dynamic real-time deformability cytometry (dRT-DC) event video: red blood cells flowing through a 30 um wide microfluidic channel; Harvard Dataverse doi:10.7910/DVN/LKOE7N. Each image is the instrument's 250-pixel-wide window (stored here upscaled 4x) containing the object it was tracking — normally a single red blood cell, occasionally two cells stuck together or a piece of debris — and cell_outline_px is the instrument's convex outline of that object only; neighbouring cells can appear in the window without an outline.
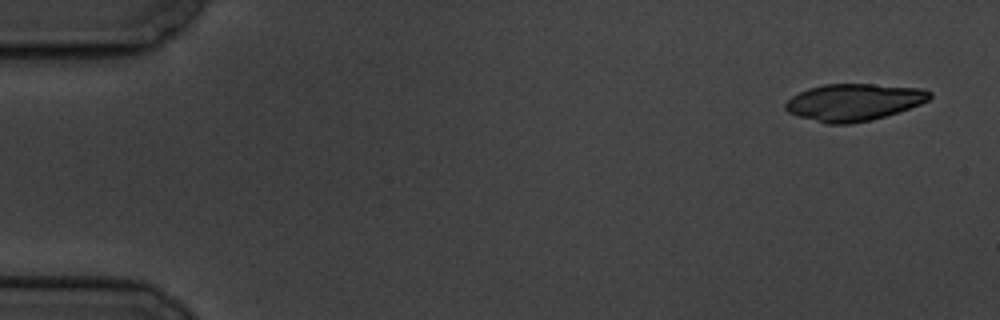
{"species": "common noctule bat (a hibernating species)", "species_latin": "Nyctalus noctula", "temperature_condition": "cold", "stored_images_in_passage": 5, "camera_frame_rate_fps": 3000, "um_per_image_px": 0.085, "animal": {"sex": "male", "body_mass_g": 19.5, "forearm_length_mm": 54.6}, "frame": {"image": 1, "passage_image": 1, "time_ms": 0.0, "image_size_px": [1000, 320], "cell_outline_px": [[932, 96], [928, 100], [920, 104], [872, 120], [852, 124], [828, 124], [796, 116], [788, 112], [784, 108], [784, 104], [792, 96], [808, 88], [824, 84], [872, 84], [920, 88], [932, 92]], "centroid_in_image_um": [72.54, 8.69], "position_along_channel_um": 12.5, "area_um2": 31.1}}